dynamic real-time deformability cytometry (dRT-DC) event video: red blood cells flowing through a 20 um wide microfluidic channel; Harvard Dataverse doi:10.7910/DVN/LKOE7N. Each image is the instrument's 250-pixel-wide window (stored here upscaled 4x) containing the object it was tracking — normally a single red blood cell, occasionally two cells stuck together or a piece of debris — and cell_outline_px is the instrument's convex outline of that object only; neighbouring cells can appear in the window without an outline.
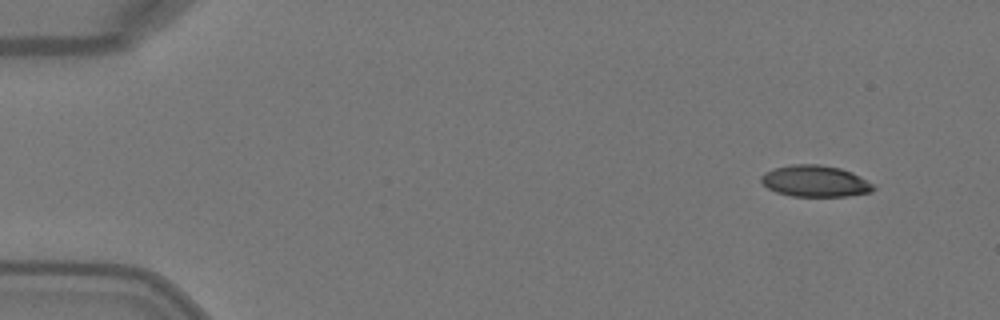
{"species": "Egyptian fruit bat (a non-hibernating species)", "species_latin": "Rousettus aegyptiacus", "temperature_condition": "warm", "stored_images_in_passage": 2, "camera_frame_rate_fps": 3000, "um_per_image_px": 0.085, "animal": {"sex": "female"}, "frame": {"image": 1, "passage_image": 2, "time_ms": 0.333, "image_size_px": [1000, 320], "cell_outline_px": [[876, 188], [872, 192], [848, 196], [792, 196], [776, 192], [768, 188], [760, 180], [760, 176], [764, 172], [776, 168], [792, 164], [820, 164], [840, 168], [852, 172], [876, 184]], "centroid_in_image_um": [69.33, 15.39], "position_along_channel_um": 15.7, "area_um2": 20.75}}